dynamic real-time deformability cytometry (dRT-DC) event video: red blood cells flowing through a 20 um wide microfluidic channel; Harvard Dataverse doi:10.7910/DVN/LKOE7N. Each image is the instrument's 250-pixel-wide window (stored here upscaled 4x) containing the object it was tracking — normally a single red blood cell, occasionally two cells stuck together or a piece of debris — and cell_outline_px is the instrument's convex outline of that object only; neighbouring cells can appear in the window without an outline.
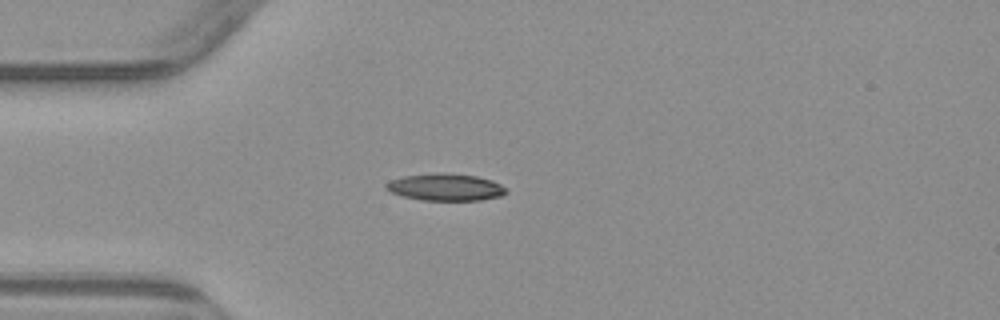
{"species": "common noctule bat (a hibernating species)", "species_latin": "Nyctalus noctula", "temperature_condition": "warm", "stored_images_in_passage": 2, "camera_frame_rate_fps": 3000, "um_per_image_px": 0.085, "animal": {"sex": "male", "body_mass_g": 23.1, "forearm_length_mm": 52.7}, "frame": {"image": 1, "passage_image": 1, "time_ms": 0.0, "image_size_px": [1000, 320], "cell_outline_px": [[508, 192], [500, 196], [480, 200], [420, 200], [404, 196], [392, 192], [384, 188], [384, 184], [392, 180], [404, 176], [440, 172], [444, 172], [476, 176], [492, 180], [508, 188]], "centroid_in_image_um": [37.89, 15.9], "position_along_channel_um": 47.1, "area_um2": 18.96}}